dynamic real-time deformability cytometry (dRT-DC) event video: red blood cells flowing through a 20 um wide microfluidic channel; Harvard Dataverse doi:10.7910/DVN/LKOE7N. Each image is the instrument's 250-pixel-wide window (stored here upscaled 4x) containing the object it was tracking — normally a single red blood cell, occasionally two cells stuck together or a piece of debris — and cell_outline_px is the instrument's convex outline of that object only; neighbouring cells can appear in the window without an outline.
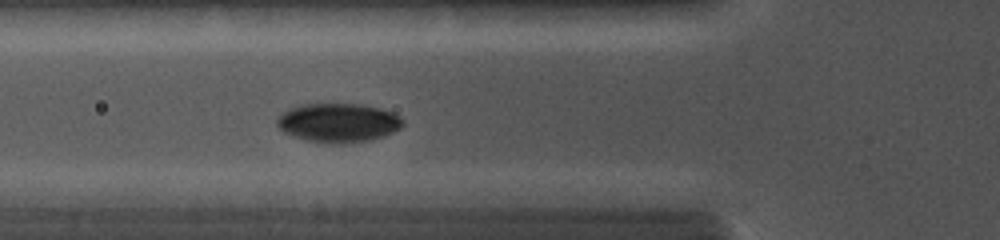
{"species": "common noctule bat (a hibernating species)", "species_latin": "Nyctalus noctula", "temperature_condition": "cold", "stored_images_in_passage": 26, "camera_frame_rate_fps": 5000, "um_per_image_px": 0.085, "animal": {"sex": "female", "body_mass_g": 19.0, "forearm_length_mm": 56.7}, "frame": {"image": 1, "passage_image": 9, "time_ms": 4.8, "image_size_px": [1000, 240], "cell_outline_px": [[404, 124], [400, 128], [384, 136], [368, 140], [344, 144], [332, 144], [304, 140], [284, 132], [276, 124], [276, 120], [280, 112], [300, 104], [360, 104], [380, 108], [392, 112], [400, 116], [404, 120]], "centroid_in_image_um": [28.74, 10.43], "position_along_channel_um": 97.1, "area_um2": 28.84}}
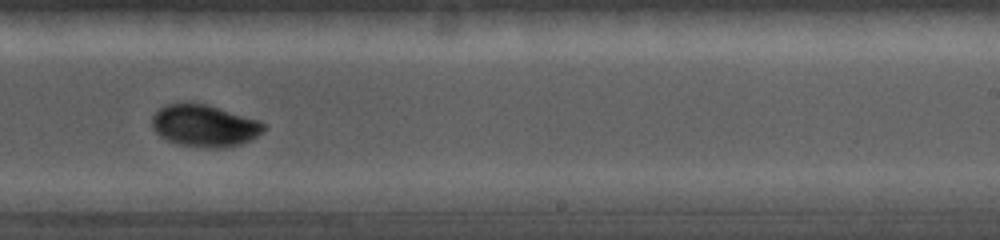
{"frame": {"image": 2, "passage_image": 17, "time_ms": 8.8, "image_size_px": [1000, 240], "cell_outline_px": [[264, 128], [256, 136], [240, 144], [224, 148], [208, 148], [176, 144], [160, 136], [152, 128], [152, 116], [160, 108], [168, 104], [180, 100], [192, 100], [208, 104], [260, 120], [264, 124]], "centroid_in_image_um": [17.33, 10.64], "position_along_channel_um": 271.7, "area_um2": 27.86}}
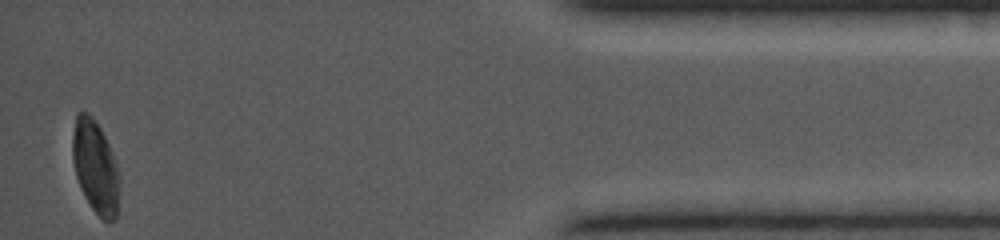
{"frame": {"image": 3, "passage_image": 26, "time_ms": 13.6, "image_size_px": [1000, 240], "cell_outline_px": [[120, 180], [116, 216], [108, 224], [92, 208], [84, 196], [80, 188], [76, 176], [72, 160], [72, 136], [76, 112], [88, 112], [92, 116], [100, 128], [112, 152], [116, 164]], "centroid_in_image_um": [8.09, 14.17], "position_along_channel_um": 427.1, "area_um2": 25.43}}